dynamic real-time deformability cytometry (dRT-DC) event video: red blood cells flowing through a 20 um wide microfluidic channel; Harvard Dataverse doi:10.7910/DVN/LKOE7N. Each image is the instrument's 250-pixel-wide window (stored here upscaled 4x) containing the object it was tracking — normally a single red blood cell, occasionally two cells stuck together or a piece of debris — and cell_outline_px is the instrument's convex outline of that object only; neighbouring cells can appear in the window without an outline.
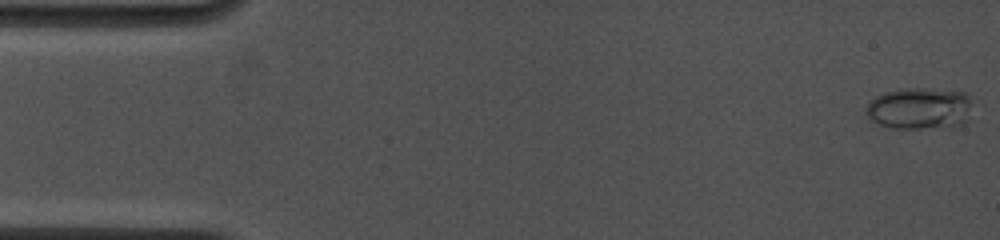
{"species": "common noctule bat (a hibernating species)", "species_latin": "Nyctalus noctula", "temperature_condition": "cold", "stored_images_in_passage": 21, "camera_frame_rate_fps": 4500, "um_per_image_px": 0.085, "animal": {"sex": "female", "body_mass_g": 19.0, "forearm_length_mm": 53.3}, "frame": {"image": 1, "passage_image": 1, "time_ms": 0.0, "image_size_px": [1000, 240], "cell_outline_px": [[972, 100], [968, 120], [952, 128], [888, 128], [876, 124], [864, 112], [864, 108], [868, 100], [884, 92], [904, 88], [924, 88], [964, 92]], "centroid_in_image_um": [78.13, 9.23], "position_along_channel_um": 6.9, "area_um2": 26.47}}
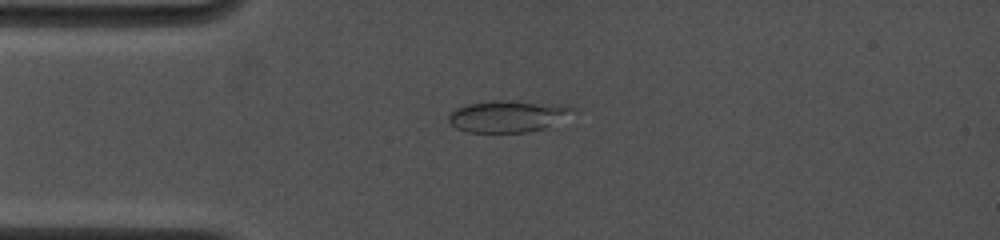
{"frame": {"image": 2, "passage_image": 18, "time_ms": 3.778, "image_size_px": [1000, 240], "cell_outline_px": [[580, 108], [576, 112], [548, 128], [524, 132], [468, 132], [456, 128], [448, 120], [448, 116], [456, 108], [468, 104], [496, 100], [508, 100], [568, 104]], "centroid_in_image_um": [43.29, 9.86], "position_along_channel_um": 41.7, "area_um2": 23.47}}